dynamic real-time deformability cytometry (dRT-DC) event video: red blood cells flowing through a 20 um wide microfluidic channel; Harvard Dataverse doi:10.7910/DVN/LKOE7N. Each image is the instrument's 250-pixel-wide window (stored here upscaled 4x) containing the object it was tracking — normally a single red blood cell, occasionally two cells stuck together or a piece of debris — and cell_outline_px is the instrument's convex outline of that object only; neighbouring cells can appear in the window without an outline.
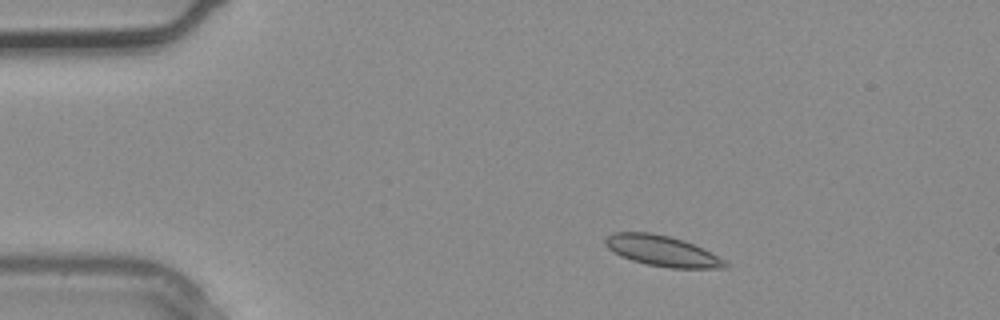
{"species": "common noctule bat (a hibernating species)", "species_latin": "Nyctalus noctula", "temperature_condition": "warm", "stored_images_in_passage": 2, "camera_frame_rate_fps": 3000, "um_per_image_px": 0.085, "animal": {"sex": "male", "body_mass_g": 20.4}, "frame": {"image": 1, "passage_image": 1, "time_ms": 0.0, "image_size_px": [1000, 320], "cell_outline_px": [[728, 268], [668, 268], [648, 264], [632, 260], [620, 256], [608, 248], [604, 244], [604, 240], [612, 232], [652, 232], [684, 240], [724, 260], [728, 264]], "centroid_in_image_um": [56.23, 21.32], "position_along_channel_um": 28.8, "area_um2": 21.15}}